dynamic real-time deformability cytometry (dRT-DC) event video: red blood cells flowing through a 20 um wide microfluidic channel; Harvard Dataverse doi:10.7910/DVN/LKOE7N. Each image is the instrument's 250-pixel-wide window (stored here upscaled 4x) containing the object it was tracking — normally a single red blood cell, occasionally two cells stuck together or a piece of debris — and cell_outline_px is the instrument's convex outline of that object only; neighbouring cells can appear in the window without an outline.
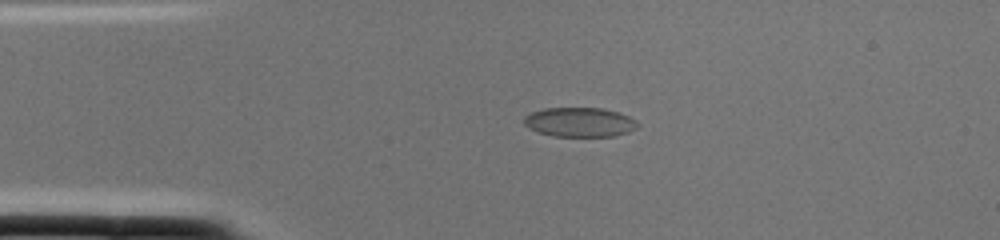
{"species": "common noctule bat (a hibernating species)", "species_latin": "Nyctalus noctula", "temperature_condition": "cold", "stored_images_in_passage": 1, "camera_frame_rate_fps": 3000, "um_per_image_px": 0.085, "animal": {"sex": "female", "body_mass_g": 22.0, "forearm_length_mm": 56.7}, "frame": {"image": 1, "passage_image": 1, "time_ms": 0.0, "image_size_px": [1000, 240], "cell_outline_px": [[640, 124], [636, 128], [628, 132], [616, 136], [552, 136], [528, 128], [524, 124], [524, 116], [532, 112], [544, 108], [600, 108], [620, 112], [636, 120]], "centroid_in_image_um": [49.29, 10.38], "position_along_channel_um": 35.7, "area_um2": 19.54}}